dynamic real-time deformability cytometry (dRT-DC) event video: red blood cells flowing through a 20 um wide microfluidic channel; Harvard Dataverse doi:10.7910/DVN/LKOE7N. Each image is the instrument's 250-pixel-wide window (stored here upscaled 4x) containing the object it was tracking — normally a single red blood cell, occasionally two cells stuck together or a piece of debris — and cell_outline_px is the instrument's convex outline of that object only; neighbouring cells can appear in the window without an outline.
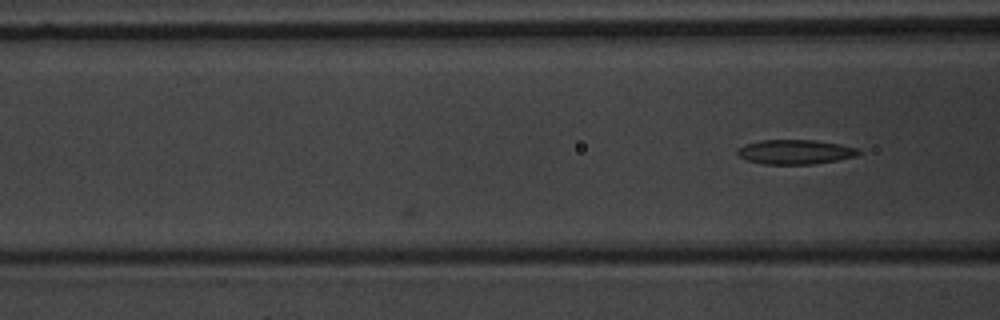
{"species": "common noctule bat (a hibernating species)", "species_latin": "Nyctalus noctula", "temperature_condition": "warm", "stored_images_in_passage": 7, "camera_frame_rate_fps": 3000, "um_per_image_px": 0.085, "animal": {"sex": "male", "body_mass_g": 20.1, "forearm_length_mm": 53.5}, "frame": {"image": 1, "passage_image": 7, "time_ms": 7.0, "image_size_px": [1000, 320], "cell_outline_px": [[860, 152], [856, 156], [836, 160], [812, 164], [764, 164], [748, 160], [740, 156], [736, 152], [736, 148], [744, 144], [760, 140], [812, 140], [840, 144], [860, 148]], "centroid_in_image_um": [67.58, 12.9], "position_along_channel_um": 99.0, "area_um2": 17.28}}